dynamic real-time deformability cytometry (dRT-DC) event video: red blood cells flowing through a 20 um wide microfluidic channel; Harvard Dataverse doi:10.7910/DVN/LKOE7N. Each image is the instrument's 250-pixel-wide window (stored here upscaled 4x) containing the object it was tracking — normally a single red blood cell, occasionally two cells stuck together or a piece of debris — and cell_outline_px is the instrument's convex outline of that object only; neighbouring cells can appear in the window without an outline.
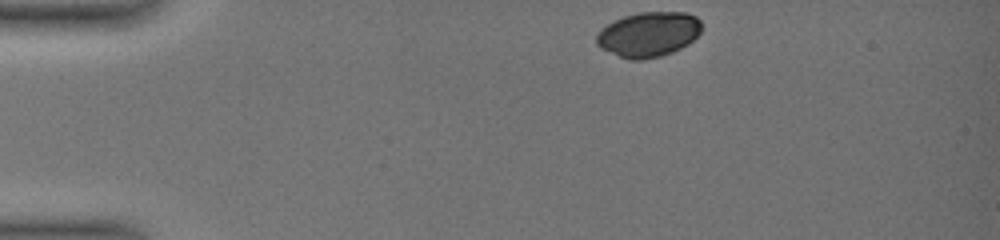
{"species": "common noctule bat (a hibernating species)", "species_latin": "Nyctalus noctula", "temperature_condition": "warm", "stored_images_in_passage": 7, "camera_frame_rate_fps": 3000, "um_per_image_px": 0.085, "animal": {"sex": "female", "body_mass_g": 19.0, "forearm_length_mm": 51.5}, "frame": {"image": 1, "passage_image": 1, "time_ms": 0.0, "image_size_px": [1000, 240], "cell_outline_px": [[700, 32], [688, 44], [672, 52], [660, 56], [640, 60], [628, 60], [600, 48], [596, 44], [596, 36], [600, 28], [624, 16], [640, 12], [684, 12], [696, 16], [700, 20]], "centroid_in_image_um": [55.1, 2.92], "position_along_channel_um": 29.9, "area_um2": 27.46}}